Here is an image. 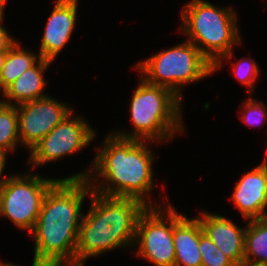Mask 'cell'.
Listing matches in <instances>:
<instances>
[{"mask_svg":"<svg viewBox=\"0 0 267 266\" xmlns=\"http://www.w3.org/2000/svg\"><path fill=\"white\" fill-rule=\"evenodd\" d=\"M130 102V117L134 130L114 132L123 139L139 141L171 140L175 133L184 132L181 101L173 91L148 84L142 78Z\"/></svg>","mask_w":267,"mask_h":266,"instance_id":"obj_5","label":"cell"},{"mask_svg":"<svg viewBox=\"0 0 267 266\" xmlns=\"http://www.w3.org/2000/svg\"><path fill=\"white\" fill-rule=\"evenodd\" d=\"M16 110L20 144L29 150L73 112L51 96L19 104Z\"/></svg>","mask_w":267,"mask_h":266,"instance_id":"obj_10","label":"cell"},{"mask_svg":"<svg viewBox=\"0 0 267 266\" xmlns=\"http://www.w3.org/2000/svg\"><path fill=\"white\" fill-rule=\"evenodd\" d=\"M7 158V153L5 152H0V188L6 183V181L8 180V176L5 177V176H2L4 175L3 174V171L5 169V163L7 162L6 159ZM4 177V178H3Z\"/></svg>","mask_w":267,"mask_h":266,"instance_id":"obj_23","label":"cell"},{"mask_svg":"<svg viewBox=\"0 0 267 266\" xmlns=\"http://www.w3.org/2000/svg\"><path fill=\"white\" fill-rule=\"evenodd\" d=\"M20 144L16 106L0 101V152L14 151Z\"/></svg>","mask_w":267,"mask_h":266,"instance_id":"obj_18","label":"cell"},{"mask_svg":"<svg viewBox=\"0 0 267 266\" xmlns=\"http://www.w3.org/2000/svg\"><path fill=\"white\" fill-rule=\"evenodd\" d=\"M4 16H0V52H7L17 42L12 38L9 32L2 26Z\"/></svg>","mask_w":267,"mask_h":266,"instance_id":"obj_22","label":"cell"},{"mask_svg":"<svg viewBox=\"0 0 267 266\" xmlns=\"http://www.w3.org/2000/svg\"><path fill=\"white\" fill-rule=\"evenodd\" d=\"M202 226L197 217L187 218L173 207L174 266H202L199 250Z\"/></svg>","mask_w":267,"mask_h":266,"instance_id":"obj_14","label":"cell"},{"mask_svg":"<svg viewBox=\"0 0 267 266\" xmlns=\"http://www.w3.org/2000/svg\"><path fill=\"white\" fill-rule=\"evenodd\" d=\"M0 266H18L16 264H12V263H3L0 261ZM32 266H38L34 261H32Z\"/></svg>","mask_w":267,"mask_h":266,"instance_id":"obj_27","label":"cell"},{"mask_svg":"<svg viewBox=\"0 0 267 266\" xmlns=\"http://www.w3.org/2000/svg\"><path fill=\"white\" fill-rule=\"evenodd\" d=\"M57 180L28 173L10 175L0 188V217L3 215L17 228L30 233L35 227L44 196Z\"/></svg>","mask_w":267,"mask_h":266,"instance_id":"obj_7","label":"cell"},{"mask_svg":"<svg viewBox=\"0 0 267 266\" xmlns=\"http://www.w3.org/2000/svg\"><path fill=\"white\" fill-rule=\"evenodd\" d=\"M6 55H7V52H0V72H1V69L3 68V66H4V63H5V60H6Z\"/></svg>","mask_w":267,"mask_h":266,"instance_id":"obj_25","label":"cell"},{"mask_svg":"<svg viewBox=\"0 0 267 266\" xmlns=\"http://www.w3.org/2000/svg\"><path fill=\"white\" fill-rule=\"evenodd\" d=\"M241 266H267V265L244 262Z\"/></svg>","mask_w":267,"mask_h":266,"instance_id":"obj_28","label":"cell"},{"mask_svg":"<svg viewBox=\"0 0 267 266\" xmlns=\"http://www.w3.org/2000/svg\"><path fill=\"white\" fill-rule=\"evenodd\" d=\"M135 68L148 84L168 88L181 99L184 85L214 73L213 64L188 40L144 59Z\"/></svg>","mask_w":267,"mask_h":266,"instance_id":"obj_6","label":"cell"},{"mask_svg":"<svg viewBox=\"0 0 267 266\" xmlns=\"http://www.w3.org/2000/svg\"><path fill=\"white\" fill-rule=\"evenodd\" d=\"M89 197L91 203L81 218L74 262L85 263L89 257L110 250L134 247L137 221L147 206L134 198L106 196L93 190Z\"/></svg>","mask_w":267,"mask_h":266,"instance_id":"obj_3","label":"cell"},{"mask_svg":"<svg viewBox=\"0 0 267 266\" xmlns=\"http://www.w3.org/2000/svg\"><path fill=\"white\" fill-rule=\"evenodd\" d=\"M5 1L6 0H0V16H4L5 14H4V7H5Z\"/></svg>","mask_w":267,"mask_h":266,"instance_id":"obj_26","label":"cell"},{"mask_svg":"<svg viewBox=\"0 0 267 266\" xmlns=\"http://www.w3.org/2000/svg\"><path fill=\"white\" fill-rule=\"evenodd\" d=\"M85 263L81 262H72V263H51V264H44L41 266H85Z\"/></svg>","mask_w":267,"mask_h":266,"instance_id":"obj_24","label":"cell"},{"mask_svg":"<svg viewBox=\"0 0 267 266\" xmlns=\"http://www.w3.org/2000/svg\"><path fill=\"white\" fill-rule=\"evenodd\" d=\"M234 75L237 77L238 81L241 82L242 85L248 87V91L250 96L252 97V89L255 88V80L259 78V68L255 61L249 60L247 58H241L237 63L233 65Z\"/></svg>","mask_w":267,"mask_h":266,"instance_id":"obj_20","label":"cell"},{"mask_svg":"<svg viewBox=\"0 0 267 266\" xmlns=\"http://www.w3.org/2000/svg\"><path fill=\"white\" fill-rule=\"evenodd\" d=\"M199 250L202 257V266H237L219 250L205 233L200 235Z\"/></svg>","mask_w":267,"mask_h":266,"instance_id":"obj_19","label":"cell"},{"mask_svg":"<svg viewBox=\"0 0 267 266\" xmlns=\"http://www.w3.org/2000/svg\"><path fill=\"white\" fill-rule=\"evenodd\" d=\"M244 262L267 265V217L248 221Z\"/></svg>","mask_w":267,"mask_h":266,"instance_id":"obj_17","label":"cell"},{"mask_svg":"<svg viewBox=\"0 0 267 266\" xmlns=\"http://www.w3.org/2000/svg\"><path fill=\"white\" fill-rule=\"evenodd\" d=\"M197 218L211 241L237 266L244 263L246 227H238L223 215L202 212Z\"/></svg>","mask_w":267,"mask_h":266,"instance_id":"obj_13","label":"cell"},{"mask_svg":"<svg viewBox=\"0 0 267 266\" xmlns=\"http://www.w3.org/2000/svg\"><path fill=\"white\" fill-rule=\"evenodd\" d=\"M40 59L39 53L34 54L27 51L17 42L7 51L6 60L0 72V90L3 92L24 71L33 67Z\"/></svg>","mask_w":267,"mask_h":266,"instance_id":"obj_16","label":"cell"},{"mask_svg":"<svg viewBox=\"0 0 267 266\" xmlns=\"http://www.w3.org/2000/svg\"><path fill=\"white\" fill-rule=\"evenodd\" d=\"M243 116L241 119L247 125L251 126H262L265 120H267V107L261 100L259 102L254 98L249 97L246 99L243 105Z\"/></svg>","mask_w":267,"mask_h":266,"instance_id":"obj_21","label":"cell"},{"mask_svg":"<svg viewBox=\"0 0 267 266\" xmlns=\"http://www.w3.org/2000/svg\"><path fill=\"white\" fill-rule=\"evenodd\" d=\"M77 7L78 0H56L41 39V58L53 62L70 40L76 25Z\"/></svg>","mask_w":267,"mask_h":266,"instance_id":"obj_11","label":"cell"},{"mask_svg":"<svg viewBox=\"0 0 267 266\" xmlns=\"http://www.w3.org/2000/svg\"><path fill=\"white\" fill-rule=\"evenodd\" d=\"M85 179H58L44 196L34 229L33 261L38 265L74 262L84 198L91 194Z\"/></svg>","mask_w":267,"mask_h":266,"instance_id":"obj_2","label":"cell"},{"mask_svg":"<svg viewBox=\"0 0 267 266\" xmlns=\"http://www.w3.org/2000/svg\"><path fill=\"white\" fill-rule=\"evenodd\" d=\"M182 27L187 40L219 70L222 61L230 60L233 48L240 44L237 13L233 8H219L206 0H192L183 6Z\"/></svg>","mask_w":267,"mask_h":266,"instance_id":"obj_4","label":"cell"},{"mask_svg":"<svg viewBox=\"0 0 267 266\" xmlns=\"http://www.w3.org/2000/svg\"><path fill=\"white\" fill-rule=\"evenodd\" d=\"M232 200L245 220L267 217V153L261 164L237 182Z\"/></svg>","mask_w":267,"mask_h":266,"instance_id":"obj_12","label":"cell"},{"mask_svg":"<svg viewBox=\"0 0 267 266\" xmlns=\"http://www.w3.org/2000/svg\"><path fill=\"white\" fill-rule=\"evenodd\" d=\"M149 142L123 139L111 132L96 153L89 171L60 179L86 178L91 189L98 194L134 198L147 207L162 206L147 201V195L154 189L152 166L155 161ZM99 177L102 183H97Z\"/></svg>","mask_w":267,"mask_h":266,"instance_id":"obj_1","label":"cell"},{"mask_svg":"<svg viewBox=\"0 0 267 266\" xmlns=\"http://www.w3.org/2000/svg\"><path fill=\"white\" fill-rule=\"evenodd\" d=\"M72 115L71 112L30 149L29 165L32 163L40 166L57 161L63 156L75 154L91 143L97 132L87 120Z\"/></svg>","mask_w":267,"mask_h":266,"instance_id":"obj_9","label":"cell"},{"mask_svg":"<svg viewBox=\"0 0 267 266\" xmlns=\"http://www.w3.org/2000/svg\"><path fill=\"white\" fill-rule=\"evenodd\" d=\"M166 207H146L136 225V255L155 266H174L175 261L173 206L169 204Z\"/></svg>","mask_w":267,"mask_h":266,"instance_id":"obj_8","label":"cell"},{"mask_svg":"<svg viewBox=\"0 0 267 266\" xmlns=\"http://www.w3.org/2000/svg\"><path fill=\"white\" fill-rule=\"evenodd\" d=\"M51 63V61L41 58L33 67L24 71L2 92L5 100L0 101L7 105L17 106L25 102L48 97L43 92L47 84L43 75L45 69L47 70Z\"/></svg>","mask_w":267,"mask_h":266,"instance_id":"obj_15","label":"cell"}]
</instances>
